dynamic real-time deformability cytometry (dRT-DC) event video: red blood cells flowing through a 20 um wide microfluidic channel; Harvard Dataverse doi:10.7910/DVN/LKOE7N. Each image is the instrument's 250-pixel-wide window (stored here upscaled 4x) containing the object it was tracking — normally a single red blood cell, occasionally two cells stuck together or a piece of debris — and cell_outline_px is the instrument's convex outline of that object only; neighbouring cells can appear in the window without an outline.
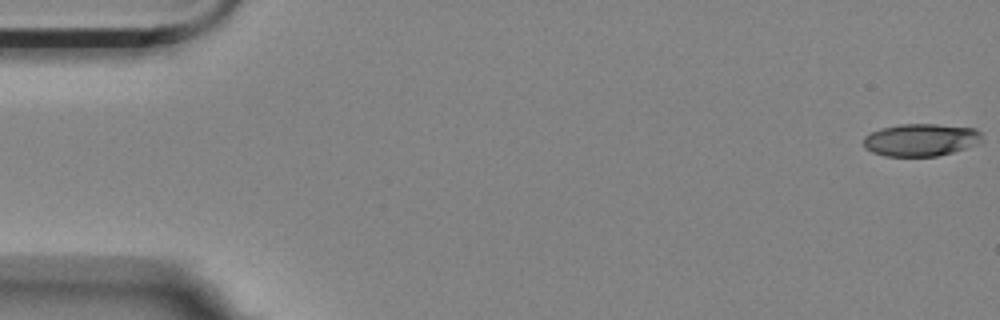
{"species": "Egyptian fruit bat (a non-hibernating species)", "species_latin": "Rousettus aegyptiacus", "temperature_condition": "room temperature", "stored_images_in_passage": 6, "camera_frame_rate_fps": 3000, "um_per_image_px": 0.085, "animal": {"sex": "female"}, "frame": {"image": 1, "passage_image": 1, "time_ms": 0.0, "image_size_px": [1000, 320], "cell_outline_px": [[984, 140], [976, 144], [952, 152], [936, 156], [884, 156], [872, 152], [864, 148], [864, 136], [880, 128], [900, 124], [936, 124], [976, 128], [980, 132]], "centroid_in_image_um": [78.26, 11.88], "position_along_channel_um": 6.7, "area_um2": 22.48}}
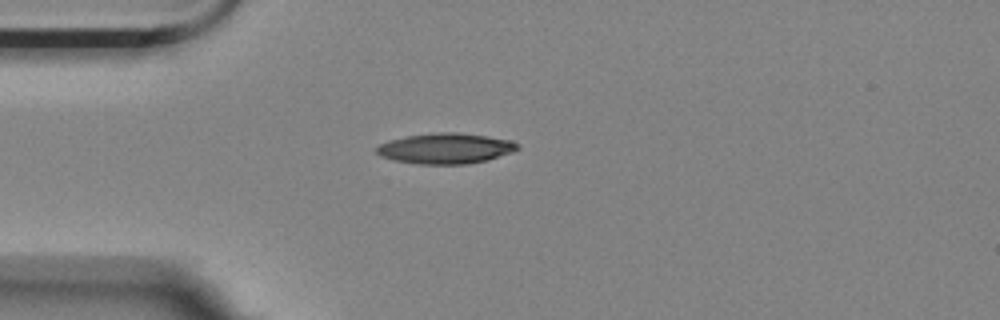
{"frame": {"image": 2, "passage_image": 5, "time_ms": 1.333, "image_size_px": [1000, 320], "cell_outline_px": [[520, 148], [512, 152], [488, 160], [468, 164], [420, 164], [396, 160], [380, 156], [376, 152], [376, 148], [380, 144], [388, 140], [408, 136], [440, 132], [456, 132], [512, 140], [520, 144]], "centroid_in_image_um": [37.91, 12.62], "position_along_channel_um": 47.1, "area_um2": 24.97}}